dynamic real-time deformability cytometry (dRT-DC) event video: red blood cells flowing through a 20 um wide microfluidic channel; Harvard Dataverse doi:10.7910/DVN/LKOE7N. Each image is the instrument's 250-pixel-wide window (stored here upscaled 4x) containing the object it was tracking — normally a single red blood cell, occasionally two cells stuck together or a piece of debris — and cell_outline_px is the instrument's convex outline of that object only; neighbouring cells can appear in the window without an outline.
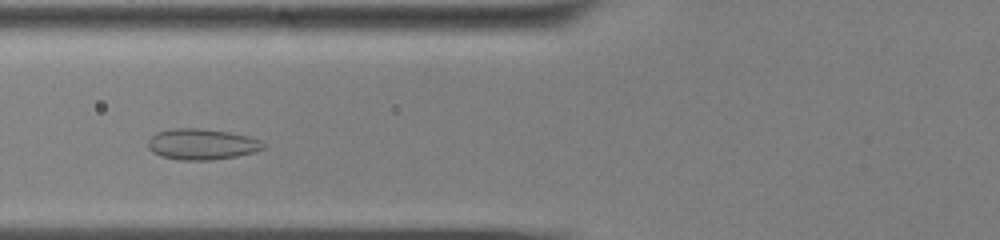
{"species": "common noctule bat (a hibernating species)", "species_latin": "Nyctalus noctula", "temperature_condition": "cold", "stored_images_in_passage": 44, "camera_frame_rate_fps": 3000, "um_per_image_px": 0.085, "animal": {"sex": "male", "body_mass_g": 13.0, "forearm_length_mm": 53.1}, "frame": {"image": 1, "passage_image": 10, "time_ms": 3.0, "image_size_px": [1000, 240], "cell_outline_px": [[264, 148], [256, 152], [236, 156], [212, 160], [180, 160], [160, 156], [152, 152], [148, 148], [148, 140], [156, 132], [172, 128], [200, 128], [228, 132], [248, 136], [260, 140], [264, 144]], "centroid_in_image_um": [17.13, 12.26], "position_along_channel_um": 108.7, "area_um2": 20.87}}
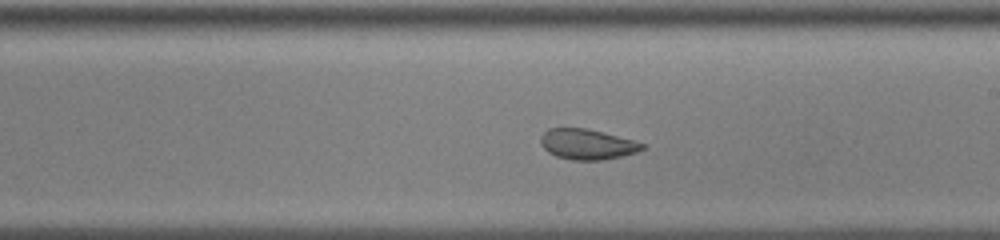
{"frame": {"image": 2, "passage_image": 21, "time_ms": 6.667, "image_size_px": [1000, 240], "cell_outline_px": [[648, 148], [636, 152], [620, 156], [600, 160], [572, 160], [556, 156], [548, 152], [540, 144], [540, 136], [548, 128], [584, 128], [636, 140], [648, 144]], "centroid_in_image_um": [49.94, 12.26], "position_along_channel_um": 239.1, "area_um2": 18.15}}
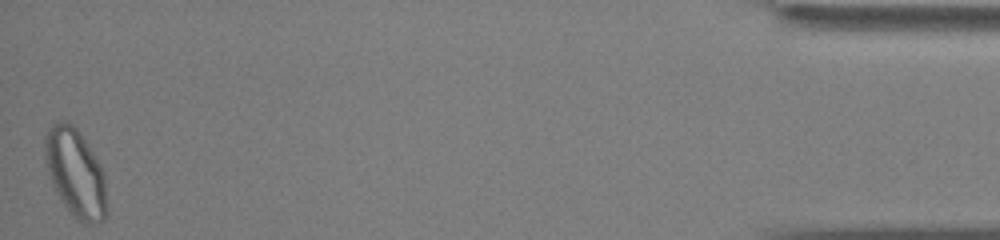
{"frame": {"image": 3, "passage_image": 44, "time_ms": 14.333, "image_size_px": [1000, 240], "cell_outline_px": [[108, 216], [104, 220], [92, 224], [88, 224], [76, 220], [72, 216], [56, 192], [52, 184], [48, 172], [44, 156], [44, 136], [48, 128], [52, 124], [64, 120], [68, 120], [76, 128], [88, 144], [100, 164], [104, 172], [108, 212]], "centroid_in_image_um": [6.43, 14.72], "position_along_channel_um": 428.8, "area_um2": 32.25}, "authors_computed_cell_mechanics": {"area_um2": 21.097, "velocity_mm_per_s": 3.558, "shape_relaxation_time_tau1_ms": null, "shape_relaxation_time_tau2_ms": 1.2198, "deformation_change_tau1": null, "deformation_change_tau2": 0.0572}}